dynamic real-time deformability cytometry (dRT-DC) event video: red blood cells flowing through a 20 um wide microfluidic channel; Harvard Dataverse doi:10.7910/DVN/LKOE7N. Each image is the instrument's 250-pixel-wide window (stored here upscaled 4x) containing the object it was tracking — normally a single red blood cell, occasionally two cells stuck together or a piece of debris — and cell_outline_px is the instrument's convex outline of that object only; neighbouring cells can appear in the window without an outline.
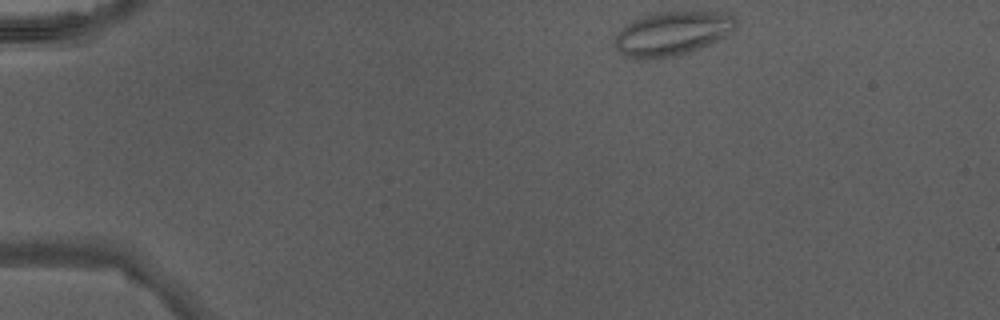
{"species": "Egyptian fruit bat (a non-hibernating species)", "species_latin": "Rousettus aegyptiacus", "temperature_condition": "warm", "stored_images_in_passage": 40, "camera_frame_rate_fps": 3000, "um_per_image_px": 0.085, "animal": {"sex": "male"}, "frame": {"image": 1, "passage_image": 1, "time_ms": 0.0, "image_size_px": [1000, 320], "cell_outline_px": [[736, 28], [724, 36], [700, 48], [676, 56], [648, 60], [632, 60], [624, 56], [612, 44], [616, 36], [632, 20], [640, 16], [656, 12], [716, 12], [732, 16], [736, 20]], "centroid_in_image_um": [57.06, 2.88], "position_along_channel_um": 27.9, "area_um2": 31.04}}
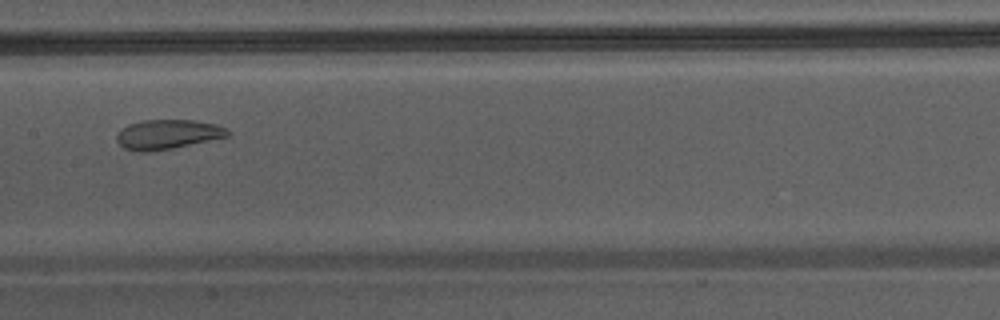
{"frame": {"image": 2, "passage_image": 18, "time_ms": 5.667, "image_size_px": [1000, 320], "cell_outline_px": [[232, 132], [228, 136], [172, 148], [148, 152], [140, 152], [124, 148], [116, 140], [116, 136], [128, 124], [144, 120], [196, 120], [216, 124], [228, 128]], "centroid_in_image_um": [14.28, 11.41], "position_along_channel_um": 193.1, "area_um2": 19.02}}
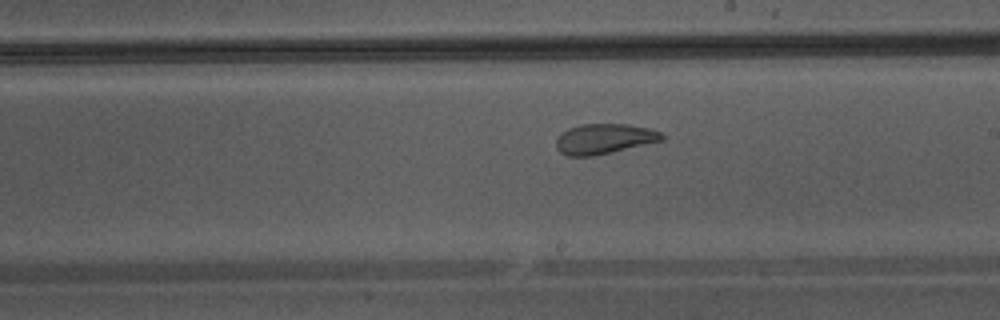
{"frame": {"image": 3, "passage_image": 21, "time_ms": 6.667, "image_size_px": [1000, 320], "cell_outline_px": [[664, 140], [592, 156], [568, 156], [560, 152], [556, 148], [556, 140], [568, 128], [580, 124], [628, 124], [648, 128], [660, 132], [664, 136]], "centroid_in_image_um": [51.35, 11.8], "position_along_channel_um": 237.7, "area_um2": 18.38}}